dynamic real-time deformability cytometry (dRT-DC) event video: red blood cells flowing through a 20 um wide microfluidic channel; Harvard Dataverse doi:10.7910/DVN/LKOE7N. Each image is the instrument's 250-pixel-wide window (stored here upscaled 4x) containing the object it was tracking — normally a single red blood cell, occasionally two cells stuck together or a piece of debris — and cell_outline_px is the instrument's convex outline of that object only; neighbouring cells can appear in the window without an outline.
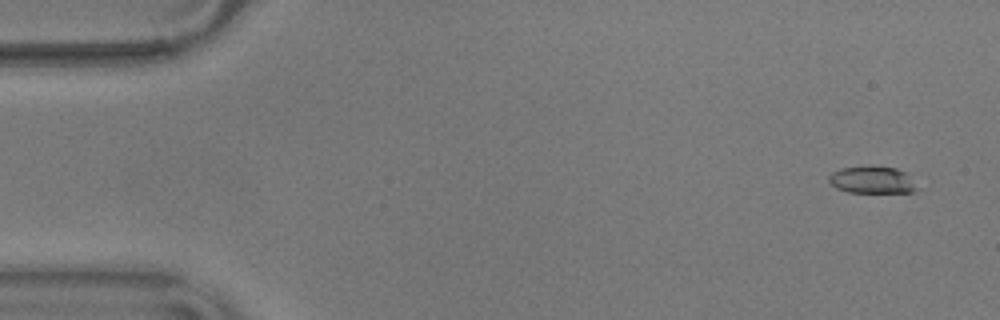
{"species": "common noctule bat (a hibernating species)", "species_latin": "Nyctalus noctula", "temperature_condition": "warm", "stored_images_in_passage": 15, "camera_frame_rate_fps": 3000, "um_per_image_px": 0.085, "animal": {"sex": "male", "body_mass_g": 17.9}, "frame": {"image": 1, "passage_image": 3, "time_ms": 0.667, "image_size_px": [1000, 320], "cell_outline_px": [[920, 188], [912, 192], [848, 192], [836, 188], [828, 180], [828, 176], [832, 172], [840, 168], [872, 164], [896, 168], [908, 172]], "centroid_in_image_um": [74.18, 15.26], "position_along_channel_um": 10.8, "area_um2": 14.51}}